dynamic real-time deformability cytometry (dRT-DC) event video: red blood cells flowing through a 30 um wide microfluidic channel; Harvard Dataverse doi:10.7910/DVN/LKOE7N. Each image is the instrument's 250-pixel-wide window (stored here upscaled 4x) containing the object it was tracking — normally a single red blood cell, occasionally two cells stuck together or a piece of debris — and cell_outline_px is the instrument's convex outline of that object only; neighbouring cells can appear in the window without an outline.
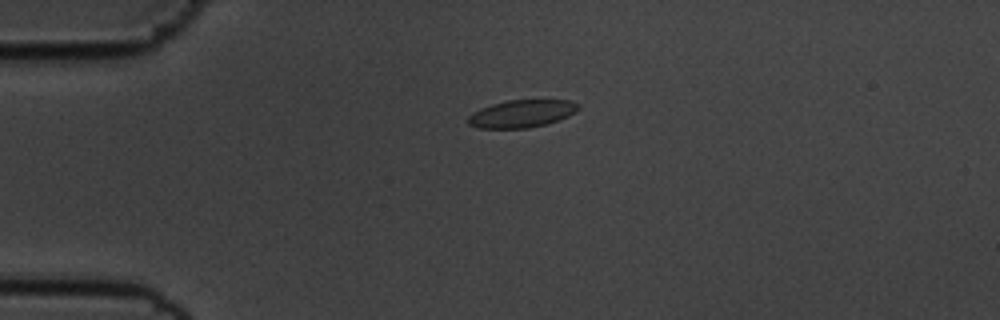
{"species": "common noctule bat (a hibernating species)", "species_latin": "Nyctalus noctula", "temperature_condition": "cold", "stored_images_in_passage": 46, "camera_frame_rate_fps": 3000, "um_per_image_px": 0.085, "animal": {"sex": "male", "body_mass_g": 19.5, "forearm_length_mm": 54.6}, "frame": {"image": 1, "passage_image": 2, "time_ms": 0.333, "image_size_px": [1000, 320], "cell_outline_px": [[580, 108], [576, 112], [568, 116], [544, 124], [528, 128], [480, 128], [468, 124], [464, 120], [472, 112], [480, 108], [492, 104], [508, 100], [572, 100], [580, 104]], "centroid_in_image_um": [44.32, 9.65], "position_along_channel_um": 40.7, "area_um2": 17.8}}
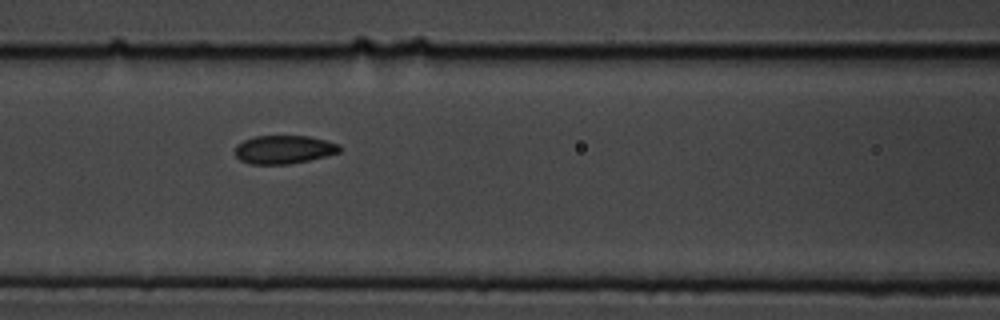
{"frame": {"image": 2, "passage_image": 13, "time_ms": 4.0, "image_size_px": [1000, 320], "cell_outline_px": [[340, 152], [308, 160], [288, 164], [252, 164], [240, 160], [236, 156], [236, 144], [244, 140], [256, 136], [308, 136], [340, 144]], "centroid_in_image_um": [24.11, 12.7], "position_along_channel_um": 142.5, "area_um2": 17.11}}
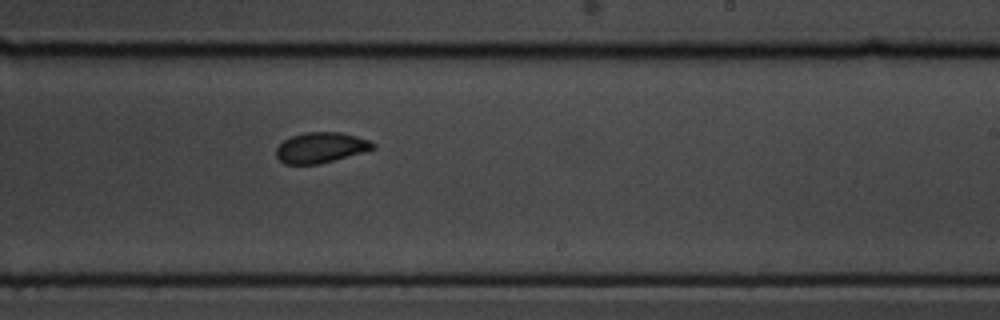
{"frame": {"image": 3, "passage_image": 23, "time_ms": 7.333, "image_size_px": [1000, 320], "cell_outline_px": [[376, 148], [320, 164], [284, 164], [276, 156], [276, 148], [284, 140], [292, 136], [304, 132], [340, 132], [356, 136], [368, 140], [376, 144]], "centroid_in_image_um": [27.26, 12.54], "position_along_channel_um": 261.7, "area_um2": 17.11}, "authors_computed_cell_mechanics": {"area_um2": 17.1377, "velocity_mm_per_s": 3.5873, "shape_relaxation_time_tau1_ms": 3.7582, "shape_relaxation_time_tau2_ms": null, "deformation_change_tau1": 0.0798, "deformation_change_tau2": null}}